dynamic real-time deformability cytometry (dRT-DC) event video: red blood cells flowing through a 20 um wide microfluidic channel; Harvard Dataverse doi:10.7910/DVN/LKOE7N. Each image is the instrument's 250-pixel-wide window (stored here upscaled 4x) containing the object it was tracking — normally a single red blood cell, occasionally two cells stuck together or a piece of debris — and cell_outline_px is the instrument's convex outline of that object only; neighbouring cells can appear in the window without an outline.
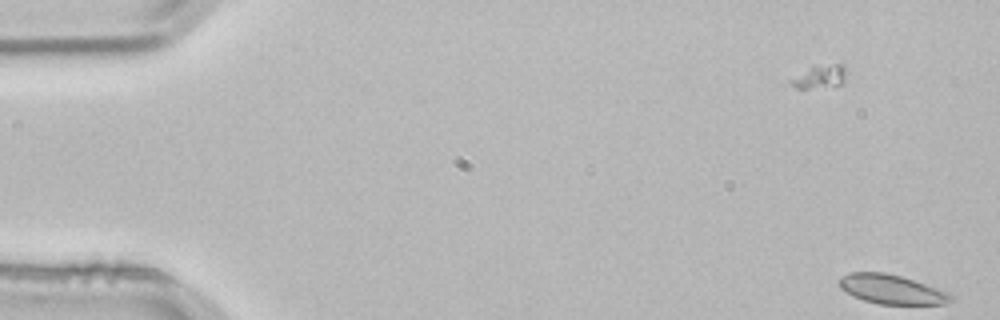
{"species": "common noctule bat (a hibernating species)", "species_latin": "Nyctalus noctula", "temperature_condition": "room temperature", "stored_images_in_passage": 4, "camera_frame_rate_fps": 3000, "um_per_image_px": 0.085, "animal": {"sex": "male", "body_mass_g": 21.5, "forearm_length_mm": 52.0}, "frame": {"image": 1, "passage_image": 1, "time_ms": 0.0, "image_size_px": [1000, 320], "cell_outline_px": [[952, 300], [944, 304], [880, 304], [864, 300], [852, 296], [840, 288], [840, 276], [852, 272], [884, 272], [900, 276], [948, 292], [952, 296]], "centroid_in_image_um": [75.75, 24.59], "position_along_channel_um": 9.3, "area_um2": 18.79}}
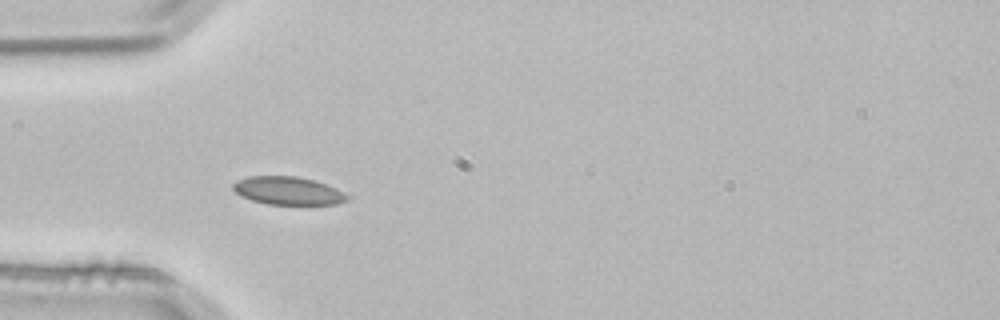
{"frame": {"image": 2, "passage_image": 4, "time_ms": 1.0, "image_size_px": [1000, 320], "cell_outline_px": [[352, 196], [348, 200], [336, 204], [268, 204], [252, 200], [240, 196], [232, 188], [232, 184], [236, 180], [248, 176], [296, 176], [316, 180], [336, 188]], "centroid_in_image_um": [24.49, 16.2], "position_along_channel_um": 60.5, "area_um2": 18.84}}